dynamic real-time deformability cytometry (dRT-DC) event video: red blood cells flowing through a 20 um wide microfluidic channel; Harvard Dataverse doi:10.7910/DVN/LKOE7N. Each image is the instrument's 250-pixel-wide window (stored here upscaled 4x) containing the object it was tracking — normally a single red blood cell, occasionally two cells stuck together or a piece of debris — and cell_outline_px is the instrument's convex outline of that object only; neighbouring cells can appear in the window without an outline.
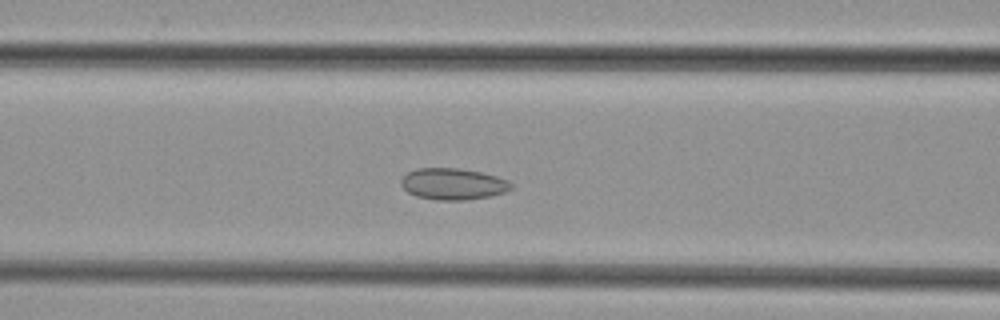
{"species": "common noctule bat (a hibernating species)", "species_latin": "Nyctalus noctula", "temperature_condition": "cold", "stored_images_in_passage": 37, "camera_frame_rate_fps": 3000, "um_per_image_px": 0.085, "animal": {"sex": "female", "body_mass_g": 29.2, "forearm_length_mm": 56.3}, "frame": {"image": 1, "passage_image": 8, "time_ms": 2.333, "image_size_px": [1000, 320], "cell_outline_px": [[512, 188], [504, 192], [492, 196], [464, 200], [436, 200], [416, 196], [408, 192], [400, 184], [400, 180], [408, 172], [416, 168], [456, 168], [480, 172], [496, 176], [508, 180], [512, 184]], "centroid_in_image_um": [38.5, 15.64], "position_along_channel_um": 128.1, "area_um2": 20.17}}
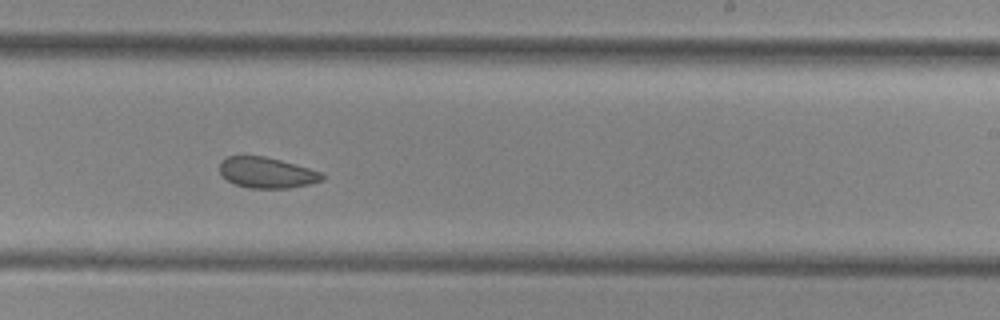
{"frame": {"image": 2, "passage_image": 18, "time_ms": 5.667, "image_size_px": [1000, 320], "cell_outline_px": [[324, 180], [308, 184], [288, 188], [248, 188], [236, 184], [228, 180], [220, 172], [220, 164], [228, 156], [264, 156], [280, 160], [324, 172]], "centroid_in_image_um": [22.72, 14.68], "position_along_channel_um": 266.3, "area_um2": 18.21}}
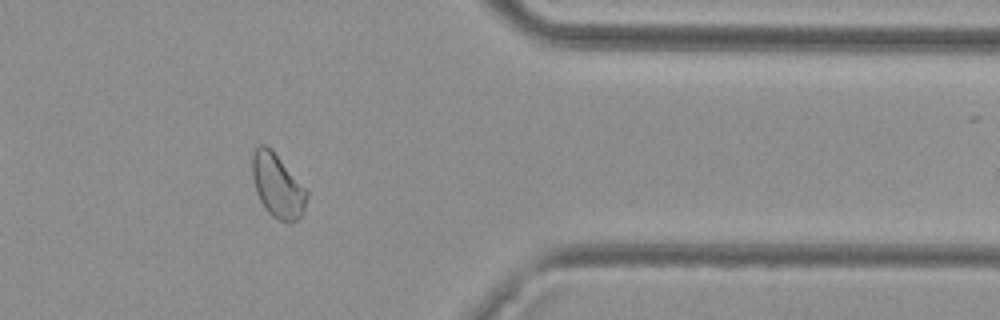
{"frame": {"image": 3, "passage_image": 28, "time_ms": 9.0, "image_size_px": [1000, 320], "cell_outline_px": [[308, 196], [304, 212], [296, 220], [280, 220], [272, 216], [264, 208], [256, 192], [252, 176], [252, 156], [256, 148], [260, 144], [264, 144], [276, 156], [308, 192]], "centroid_in_image_um": [23.57, 15.82], "position_along_channel_um": 387.8, "area_um2": 19.54}}